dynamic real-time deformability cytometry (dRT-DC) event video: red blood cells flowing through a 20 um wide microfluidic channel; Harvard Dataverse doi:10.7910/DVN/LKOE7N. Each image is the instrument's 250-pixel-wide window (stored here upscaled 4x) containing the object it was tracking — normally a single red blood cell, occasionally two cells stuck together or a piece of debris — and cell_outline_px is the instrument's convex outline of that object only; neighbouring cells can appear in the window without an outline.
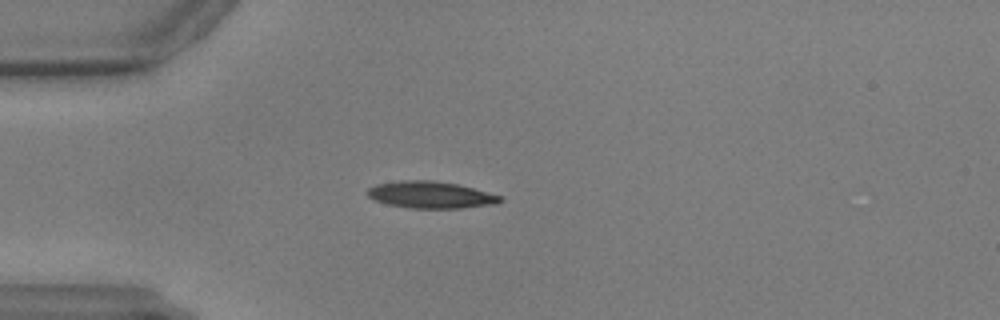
{"species": "common noctule bat (a hibernating species)", "species_latin": "Nyctalus noctula", "temperature_condition": "warm", "stored_images_in_passage": 47, "camera_frame_rate_fps": 3000, "um_per_image_px": 0.085, "animal": {"sex": "male", "body_mass_g": 17.9, "forearm_length_mm": 54.2}, "frame": {"image": 1, "passage_image": 4, "time_ms": 1.0, "image_size_px": [1000, 320], "cell_outline_px": [[504, 200], [496, 204], [460, 208], [408, 208], [388, 204], [376, 200], [368, 196], [368, 188], [376, 184], [404, 180], [432, 180], [456, 184], [504, 196]], "centroid_in_image_um": [36.65, 16.56], "position_along_channel_um": 48.4, "area_um2": 20.69}}
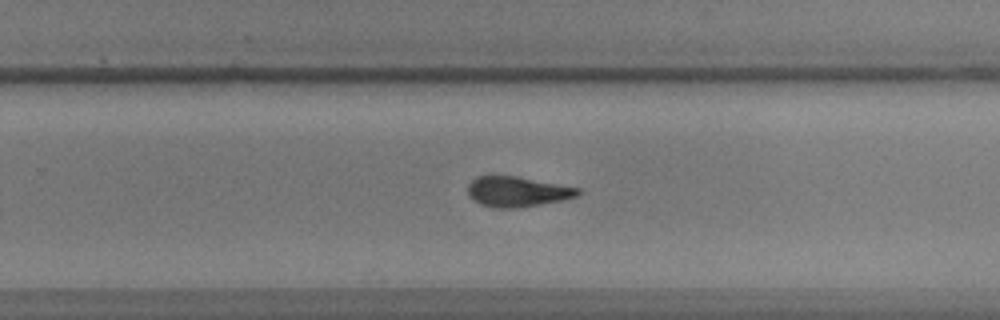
{"frame": {"image": 2, "passage_image": 26, "time_ms": 8.333, "image_size_px": [1000, 320], "cell_outline_px": [[580, 196], [564, 200], [516, 208], [492, 208], [480, 204], [472, 200], [468, 196], [468, 184], [476, 176], [516, 176], [580, 188]], "centroid_in_image_um": [43.96, 16.3], "position_along_channel_um": 285.8, "area_um2": 19.54}}
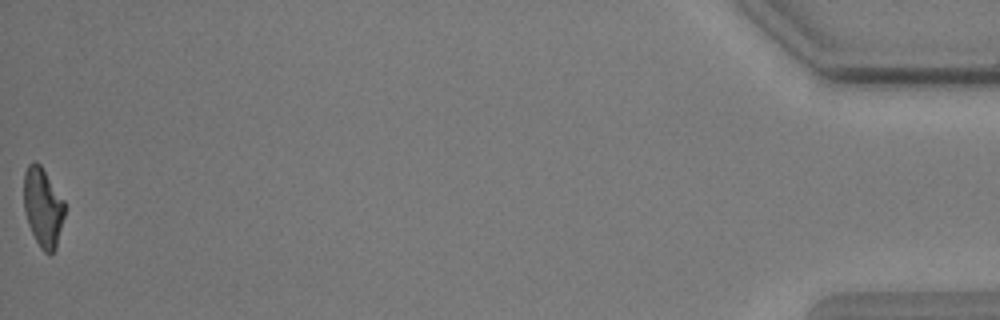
{"frame": {"image": 3, "passage_image": 47, "time_ms": 15.333, "image_size_px": [1000, 320], "cell_outline_px": [[64, 216], [56, 248], [52, 252], [44, 252], [40, 248], [28, 224], [24, 208], [24, 172], [28, 164], [32, 160], [36, 160], [40, 164], [64, 200]], "centroid_in_image_um": [3.64, 17.58], "position_along_channel_um": 431.6, "area_um2": 18.73}}